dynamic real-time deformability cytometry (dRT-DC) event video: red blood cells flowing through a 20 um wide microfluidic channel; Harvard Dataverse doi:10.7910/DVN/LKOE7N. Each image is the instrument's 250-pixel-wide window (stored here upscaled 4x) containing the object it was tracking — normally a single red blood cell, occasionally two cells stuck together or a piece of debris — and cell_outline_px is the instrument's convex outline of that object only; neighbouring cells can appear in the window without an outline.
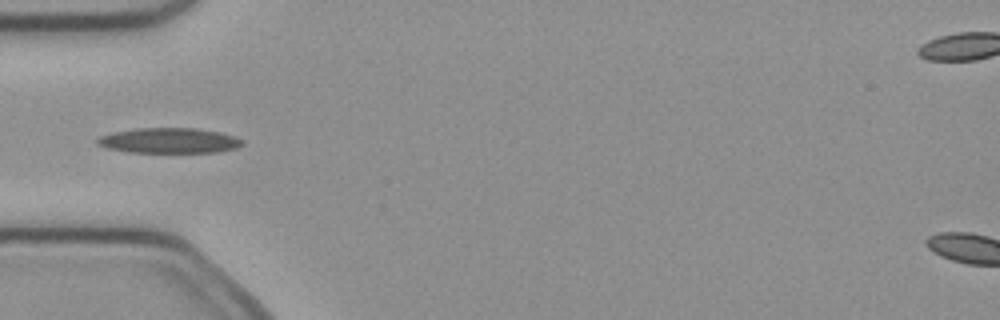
{"species": "common noctule bat (a hibernating species)", "species_latin": "Nyctalus noctula", "temperature_condition": "cold", "stored_images_in_passage": 4, "camera_frame_rate_fps": 3000, "um_per_image_px": 0.085, "animal": {"sex": "female", "body_mass_g": 21.9}, "frame": {"image": 1, "passage_image": 4, "time_ms": 1.0, "image_size_px": [1000, 320], "cell_outline_px": [[244, 144], [236, 148], [216, 152], [128, 152], [108, 148], [96, 144], [96, 140], [100, 136], [112, 132], [136, 128], [196, 128], [220, 132], [244, 140]], "centroid_in_image_um": [14.36, 11.94], "position_along_channel_um": 70.6, "area_um2": 21.33}}